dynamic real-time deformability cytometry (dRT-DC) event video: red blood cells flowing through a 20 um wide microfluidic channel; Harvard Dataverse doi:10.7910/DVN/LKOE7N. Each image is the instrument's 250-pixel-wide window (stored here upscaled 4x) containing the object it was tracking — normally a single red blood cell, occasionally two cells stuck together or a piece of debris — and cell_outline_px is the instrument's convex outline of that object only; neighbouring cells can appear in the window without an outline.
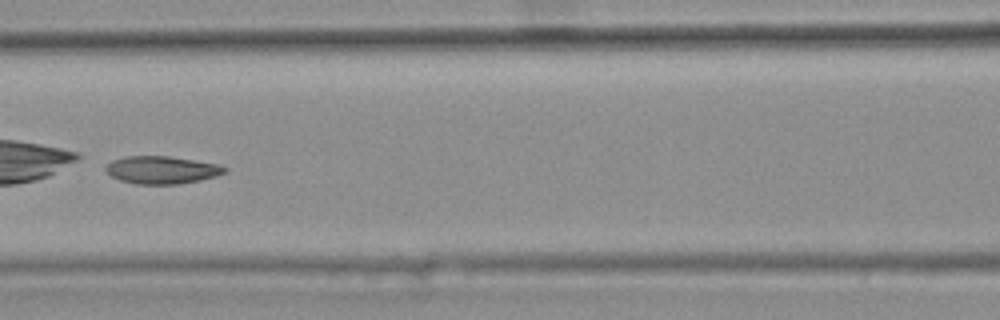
{"species": "common noctule bat (a hibernating species)", "species_latin": "Nyctalus noctula", "temperature_condition": "warm", "stored_images_in_passage": 31, "camera_frame_rate_fps": 3000, "um_per_image_px": 0.085, "animal": {"sex": "female", "body_mass_g": 25.1}, "frame": {"image": 1, "passage_image": 10, "time_ms": 3.0, "image_size_px": [1000, 320], "cell_outline_px": [[228, 172], [216, 176], [200, 180], [176, 184], [136, 184], [120, 180], [112, 176], [104, 168], [112, 160], [124, 156], [168, 156], [220, 164], [228, 168]], "centroid_in_image_um": [13.79, 14.44], "position_along_channel_um": 152.8, "area_um2": 19.19}, "authors_computed_cell_mechanics": {"area_um2": 19.2474, "velocity_mm_per_s": 3.7419, "shape_relaxation_time_tau1_ms": 1.9555, "shape_relaxation_time_tau2_ms": null, "deformation_change_tau1": 0.1979, "deformation_change_tau2": null}}